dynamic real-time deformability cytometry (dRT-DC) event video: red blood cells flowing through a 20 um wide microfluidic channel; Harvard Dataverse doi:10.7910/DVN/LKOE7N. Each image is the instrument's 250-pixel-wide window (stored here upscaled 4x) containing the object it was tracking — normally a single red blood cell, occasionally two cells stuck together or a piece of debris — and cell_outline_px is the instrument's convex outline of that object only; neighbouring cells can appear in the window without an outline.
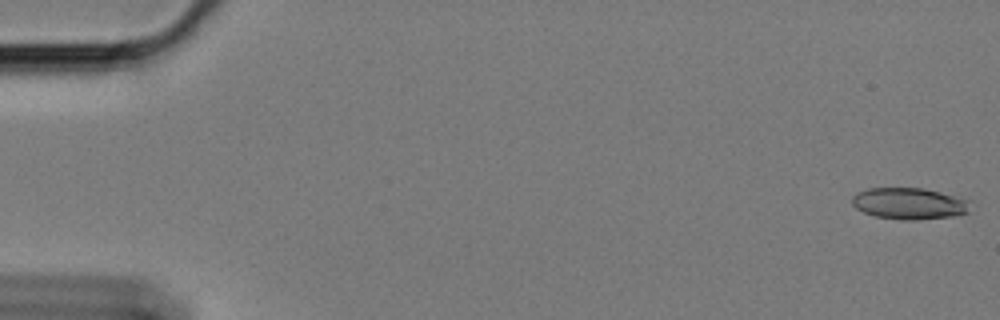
{"species": "Egyptian fruit bat (a non-hibernating species)", "species_latin": "Rousettus aegyptiacus", "temperature_condition": "cold", "stored_images_in_passage": 16, "camera_frame_rate_fps": 3000, "um_per_image_px": 0.085, "animal": {"sex": "female"}, "frame": {"image": 1, "passage_image": 1, "time_ms": 0.0, "image_size_px": [1000, 320], "cell_outline_px": [[972, 200], [968, 212], [956, 216], [916, 220], [904, 220], [876, 216], [864, 212], [856, 208], [852, 204], [852, 196], [868, 188], [924, 188]], "centroid_in_image_um": [77.34, 17.3], "position_along_channel_um": 7.7, "area_um2": 21.79}}
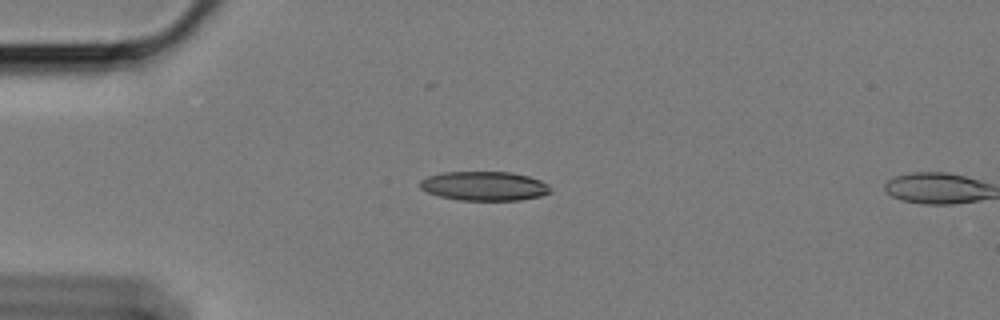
{"frame": {"image": 2, "passage_image": 15, "time_ms": 4.667, "image_size_px": [1000, 320], "cell_outline_px": [[552, 192], [540, 196], [520, 200], [460, 200], [440, 196], [428, 192], [420, 188], [420, 180], [428, 176], [444, 172], [512, 172], [528, 176], [540, 180], [548, 184]], "centroid_in_image_um": [41.18, 15.81], "position_along_channel_um": 43.8, "area_um2": 22.14}}